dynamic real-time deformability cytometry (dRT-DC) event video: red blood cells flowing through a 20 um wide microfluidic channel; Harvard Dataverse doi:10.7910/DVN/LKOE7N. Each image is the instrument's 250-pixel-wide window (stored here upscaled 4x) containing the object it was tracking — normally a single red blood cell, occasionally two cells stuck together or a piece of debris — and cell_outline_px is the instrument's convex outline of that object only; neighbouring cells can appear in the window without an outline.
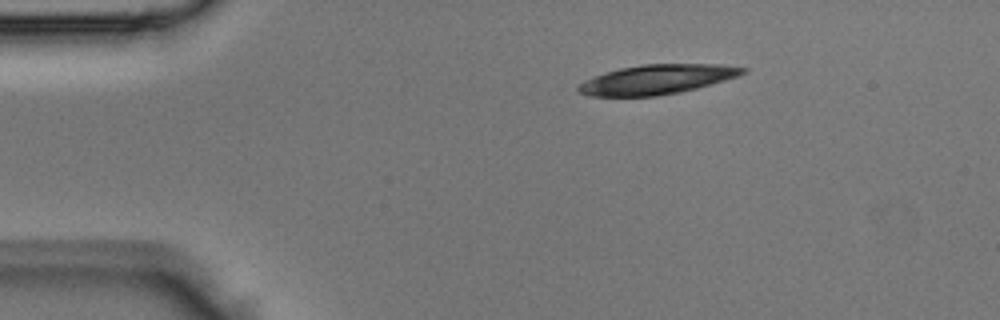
{"species": "Egyptian fruit bat (a non-hibernating species)", "species_latin": "Rousettus aegyptiacus", "temperature_condition": "room temperature", "stored_images_in_passage": 3, "segment_of_instrument_passage": [1, 2], "camera_frame_rate_fps": 3000, "um_per_image_px": 0.085, "animal": {"sex": "male"}, "frame": {"image": 1, "passage_image": 1, "time_ms": 0.0, "image_size_px": [1000, 320], "cell_outline_px": [[748, 72], [724, 80], [696, 88], [680, 92], [656, 96], [588, 96], [576, 92], [576, 88], [584, 80], [604, 72], [620, 68], [640, 64], [720, 64], [748, 68]], "centroid_in_image_um": [55.8, 6.75], "position_along_channel_um": 29.2, "area_um2": 28.38}}